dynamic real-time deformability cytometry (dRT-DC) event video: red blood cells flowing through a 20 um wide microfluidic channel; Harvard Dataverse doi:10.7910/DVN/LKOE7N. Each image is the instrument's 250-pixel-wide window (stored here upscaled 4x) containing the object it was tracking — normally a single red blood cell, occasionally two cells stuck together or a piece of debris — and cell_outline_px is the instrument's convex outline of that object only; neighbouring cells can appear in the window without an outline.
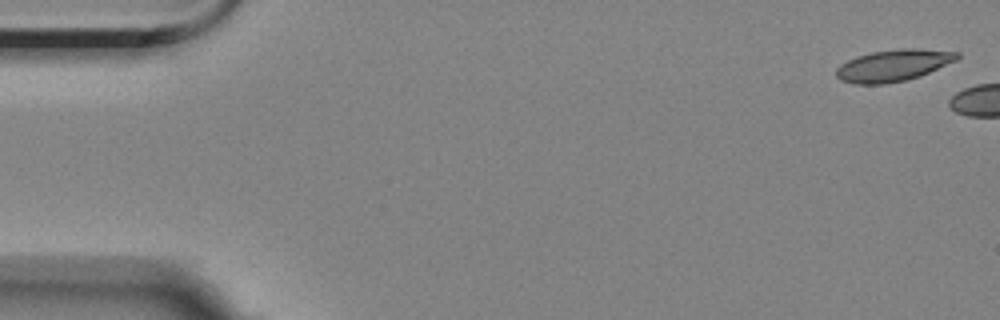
{"species": "Egyptian fruit bat (a non-hibernating species)", "species_latin": "Rousettus aegyptiacus", "temperature_condition": "room temperature", "stored_images_in_passage": 7, "camera_frame_rate_fps": 3000, "um_per_image_px": 0.085, "animal": {"sex": "female"}, "frame": {"image": 1, "passage_image": 1, "time_ms": 0.0, "image_size_px": [1000, 320], "cell_outline_px": [[960, 56], [956, 60], [920, 76], [908, 80], [884, 84], [852, 84], [840, 80], [836, 76], [836, 68], [840, 64], [856, 56], [872, 52], [904, 48], [916, 48], [960, 52]], "centroid_in_image_um": [75.91, 5.56], "position_along_channel_um": 9.1, "area_um2": 22.43}}
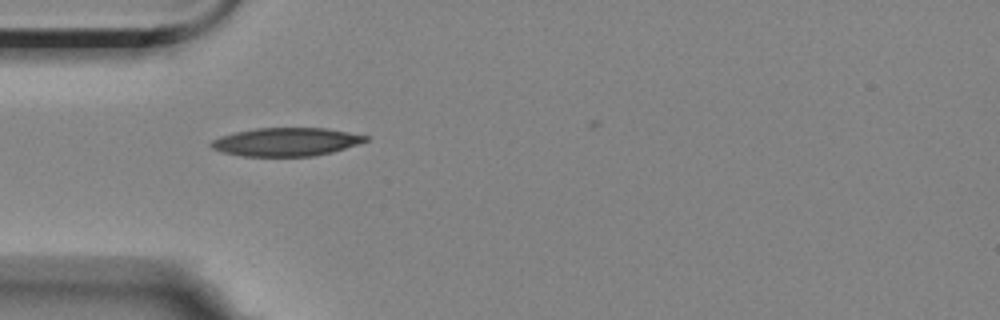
{"frame": {"image": 2, "passage_image": 6, "time_ms": 6.667, "image_size_px": [1000, 320], "cell_outline_px": [[368, 140], [332, 152], [312, 156], [240, 156], [220, 152], [212, 148], [208, 144], [212, 140], [220, 136], [236, 132], [256, 128], [328, 128], [368, 136]], "centroid_in_image_um": [24.26, 12.06], "position_along_channel_um": 60.7, "area_um2": 25.43}}
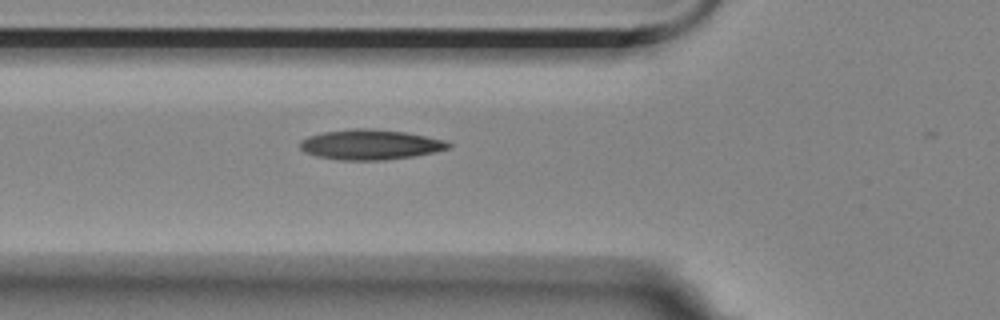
{"frame": {"image": 3, "passage_image": 7, "time_ms": 7.667, "image_size_px": [1000, 320], "cell_outline_px": [[452, 148], [436, 152], [416, 156], [384, 160], [340, 160], [316, 156], [304, 152], [300, 148], [300, 140], [308, 136], [324, 132], [352, 128], [372, 128], [404, 132], [444, 140], [452, 144]], "centroid_in_image_um": [31.48, 12.29], "position_along_channel_um": 94.3, "area_um2": 26.24}}